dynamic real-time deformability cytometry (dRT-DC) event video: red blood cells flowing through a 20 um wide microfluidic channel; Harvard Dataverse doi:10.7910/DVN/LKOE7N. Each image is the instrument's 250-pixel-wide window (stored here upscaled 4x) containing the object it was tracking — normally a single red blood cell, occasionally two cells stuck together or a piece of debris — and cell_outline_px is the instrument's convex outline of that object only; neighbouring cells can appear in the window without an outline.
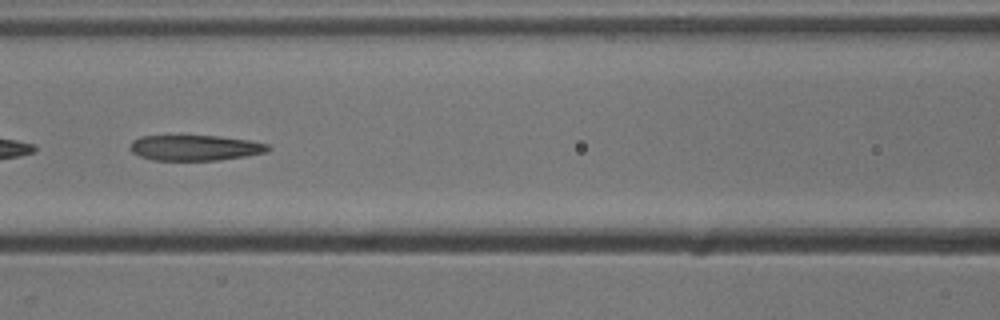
{"species": "common noctule bat (a hibernating species)", "species_latin": "Nyctalus noctula", "temperature_condition": "cold", "stored_images_in_passage": 52, "camera_frame_rate_fps": 3000, "um_per_image_px": 0.085, "animal": {"sex": "male", "body_mass_g": 13.3}, "frame": {"image": 1, "passage_image": 23, "time_ms": 7.333, "image_size_px": [1000, 320], "cell_outline_px": [[272, 148], [268, 152], [220, 160], [152, 160], [140, 156], [132, 152], [128, 148], [132, 140], [140, 136], [216, 136], [248, 140], [268, 144]], "centroid_in_image_um": [16.56, 12.56], "position_along_channel_um": 150.0, "area_um2": 20.52}, "authors_computed_cell_mechanics": {"area_um2": 22.8021, "velocity_mm_per_s": 3.8335, "shape_relaxation_time_tau1_ms": null, "shape_relaxation_time_tau2_ms": 5.3406, "deformation_change_tau1": null, "deformation_change_tau2": 0.1733}}